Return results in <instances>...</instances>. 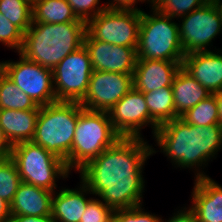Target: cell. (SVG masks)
<instances>
[{
    "label": "cell",
    "mask_w": 222,
    "mask_h": 222,
    "mask_svg": "<svg viewBox=\"0 0 222 222\" xmlns=\"http://www.w3.org/2000/svg\"><path fill=\"white\" fill-rule=\"evenodd\" d=\"M145 138H120L78 172L92 195L114 210L143 205L145 163L153 145Z\"/></svg>",
    "instance_id": "obj_1"
},
{
    "label": "cell",
    "mask_w": 222,
    "mask_h": 222,
    "mask_svg": "<svg viewBox=\"0 0 222 222\" xmlns=\"http://www.w3.org/2000/svg\"><path fill=\"white\" fill-rule=\"evenodd\" d=\"M153 139L160 149L152 147L153 155L161 152L174 168L194 170V179L208 177L203 170L222 149V126H196L177 117L160 125Z\"/></svg>",
    "instance_id": "obj_2"
},
{
    "label": "cell",
    "mask_w": 222,
    "mask_h": 222,
    "mask_svg": "<svg viewBox=\"0 0 222 222\" xmlns=\"http://www.w3.org/2000/svg\"><path fill=\"white\" fill-rule=\"evenodd\" d=\"M86 22L32 23L24 33L20 50L28 60L52 69L68 54L84 45Z\"/></svg>",
    "instance_id": "obj_3"
},
{
    "label": "cell",
    "mask_w": 222,
    "mask_h": 222,
    "mask_svg": "<svg viewBox=\"0 0 222 222\" xmlns=\"http://www.w3.org/2000/svg\"><path fill=\"white\" fill-rule=\"evenodd\" d=\"M79 117V102L56 101L40 106L32 142L65 162L71 172V148Z\"/></svg>",
    "instance_id": "obj_4"
},
{
    "label": "cell",
    "mask_w": 222,
    "mask_h": 222,
    "mask_svg": "<svg viewBox=\"0 0 222 222\" xmlns=\"http://www.w3.org/2000/svg\"><path fill=\"white\" fill-rule=\"evenodd\" d=\"M142 11L139 26L137 60L183 62L184 50L179 39L178 23L152 6Z\"/></svg>",
    "instance_id": "obj_5"
},
{
    "label": "cell",
    "mask_w": 222,
    "mask_h": 222,
    "mask_svg": "<svg viewBox=\"0 0 222 222\" xmlns=\"http://www.w3.org/2000/svg\"><path fill=\"white\" fill-rule=\"evenodd\" d=\"M122 138L105 111H93L79 102V117L71 148V171L75 173Z\"/></svg>",
    "instance_id": "obj_6"
},
{
    "label": "cell",
    "mask_w": 222,
    "mask_h": 222,
    "mask_svg": "<svg viewBox=\"0 0 222 222\" xmlns=\"http://www.w3.org/2000/svg\"><path fill=\"white\" fill-rule=\"evenodd\" d=\"M10 158L15 162L22 182L55 192L57 181L70 172L64 161L32 141L12 146Z\"/></svg>",
    "instance_id": "obj_7"
},
{
    "label": "cell",
    "mask_w": 222,
    "mask_h": 222,
    "mask_svg": "<svg viewBox=\"0 0 222 222\" xmlns=\"http://www.w3.org/2000/svg\"><path fill=\"white\" fill-rule=\"evenodd\" d=\"M179 20V39L185 56L195 52L217 50L216 46L213 49L212 43L222 34V22L219 8L214 0Z\"/></svg>",
    "instance_id": "obj_8"
},
{
    "label": "cell",
    "mask_w": 222,
    "mask_h": 222,
    "mask_svg": "<svg viewBox=\"0 0 222 222\" xmlns=\"http://www.w3.org/2000/svg\"><path fill=\"white\" fill-rule=\"evenodd\" d=\"M142 12L106 8L86 22L84 39L137 48Z\"/></svg>",
    "instance_id": "obj_9"
},
{
    "label": "cell",
    "mask_w": 222,
    "mask_h": 222,
    "mask_svg": "<svg viewBox=\"0 0 222 222\" xmlns=\"http://www.w3.org/2000/svg\"><path fill=\"white\" fill-rule=\"evenodd\" d=\"M19 60L0 61V70L38 106L56 102L52 69L18 53Z\"/></svg>",
    "instance_id": "obj_10"
},
{
    "label": "cell",
    "mask_w": 222,
    "mask_h": 222,
    "mask_svg": "<svg viewBox=\"0 0 222 222\" xmlns=\"http://www.w3.org/2000/svg\"><path fill=\"white\" fill-rule=\"evenodd\" d=\"M92 72L85 45L68 54L52 70L56 100L80 102L87 93Z\"/></svg>",
    "instance_id": "obj_11"
},
{
    "label": "cell",
    "mask_w": 222,
    "mask_h": 222,
    "mask_svg": "<svg viewBox=\"0 0 222 222\" xmlns=\"http://www.w3.org/2000/svg\"><path fill=\"white\" fill-rule=\"evenodd\" d=\"M115 131L125 138H144L141 131L149 126L152 137L159 125L151 118L144 94L132 88L108 112Z\"/></svg>",
    "instance_id": "obj_12"
},
{
    "label": "cell",
    "mask_w": 222,
    "mask_h": 222,
    "mask_svg": "<svg viewBox=\"0 0 222 222\" xmlns=\"http://www.w3.org/2000/svg\"><path fill=\"white\" fill-rule=\"evenodd\" d=\"M132 88L133 74L93 70L80 104L88 110L109 112Z\"/></svg>",
    "instance_id": "obj_13"
},
{
    "label": "cell",
    "mask_w": 222,
    "mask_h": 222,
    "mask_svg": "<svg viewBox=\"0 0 222 222\" xmlns=\"http://www.w3.org/2000/svg\"><path fill=\"white\" fill-rule=\"evenodd\" d=\"M93 70L133 74L137 48L117 46L96 39H84Z\"/></svg>",
    "instance_id": "obj_14"
},
{
    "label": "cell",
    "mask_w": 222,
    "mask_h": 222,
    "mask_svg": "<svg viewBox=\"0 0 222 222\" xmlns=\"http://www.w3.org/2000/svg\"><path fill=\"white\" fill-rule=\"evenodd\" d=\"M181 67L211 94L222 90V50L195 52L183 58Z\"/></svg>",
    "instance_id": "obj_15"
},
{
    "label": "cell",
    "mask_w": 222,
    "mask_h": 222,
    "mask_svg": "<svg viewBox=\"0 0 222 222\" xmlns=\"http://www.w3.org/2000/svg\"><path fill=\"white\" fill-rule=\"evenodd\" d=\"M189 200L197 222H222V186L210 176L194 179Z\"/></svg>",
    "instance_id": "obj_16"
},
{
    "label": "cell",
    "mask_w": 222,
    "mask_h": 222,
    "mask_svg": "<svg viewBox=\"0 0 222 222\" xmlns=\"http://www.w3.org/2000/svg\"><path fill=\"white\" fill-rule=\"evenodd\" d=\"M182 62L166 60H137L133 72V88L142 93L172 86L173 78Z\"/></svg>",
    "instance_id": "obj_17"
},
{
    "label": "cell",
    "mask_w": 222,
    "mask_h": 222,
    "mask_svg": "<svg viewBox=\"0 0 222 222\" xmlns=\"http://www.w3.org/2000/svg\"><path fill=\"white\" fill-rule=\"evenodd\" d=\"M56 191L53 193L51 206V216L54 221L80 222L88 202L93 198H90L92 193L88 187L80 180L77 188L61 186Z\"/></svg>",
    "instance_id": "obj_18"
},
{
    "label": "cell",
    "mask_w": 222,
    "mask_h": 222,
    "mask_svg": "<svg viewBox=\"0 0 222 222\" xmlns=\"http://www.w3.org/2000/svg\"><path fill=\"white\" fill-rule=\"evenodd\" d=\"M52 191L21 182L10 203L11 215H51Z\"/></svg>",
    "instance_id": "obj_19"
},
{
    "label": "cell",
    "mask_w": 222,
    "mask_h": 222,
    "mask_svg": "<svg viewBox=\"0 0 222 222\" xmlns=\"http://www.w3.org/2000/svg\"><path fill=\"white\" fill-rule=\"evenodd\" d=\"M39 111L0 109V127L12 146L32 141Z\"/></svg>",
    "instance_id": "obj_20"
},
{
    "label": "cell",
    "mask_w": 222,
    "mask_h": 222,
    "mask_svg": "<svg viewBox=\"0 0 222 222\" xmlns=\"http://www.w3.org/2000/svg\"><path fill=\"white\" fill-rule=\"evenodd\" d=\"M175 113L178 117L206 99L211 93L182 67L172 81Z\"/></svg>",
    "instance_id": "obj_21"
},
{
    "label": "cell",
    "mask_w": 222,
    "mask_h": 222,
    "mask_svg": "<svg viewBox=\"0 0 222 222\" xmlns=\"http://www.w3.org/2000/svg\"><path fill=\"white\" fill-rule=\"evenodd\" d=\"M33 23L84 21L73 12L67 0H37L32 4Z\"/></svg>",
    "instance_id": "obj_22"
},
{
    "label": "cell",
    "mask_w": 222,
    "mask_h": 222,
    "mask_svg": "<svg viewBox=\"0 0 222 222\" xmlns=\"http://www.w3.org/2000/svg\"><path fill=\"white\" fill-rule=\"evenodd\" d=\"M143 94L150 116L159 126L178 117L175 113L172 86Z\"/></svg>",
    "instance_id": "obj_23"
},
{
    "label": "cell",
    "mask_w": 222,
    "mask_h": 222,
    "mask_svg": "<svg viewBox=\"0 0 222 222\" xmlns=\"http://www.w3.org/2000/svg\"><path fill=\"white\" fill-rule=\"evenodd\" d=\"M0 109L40 110V106L0 70Z\"/></svg>",
    "instance_id": "obj_24"
},
{
    "label": "cell",
    "mask_w": 222,
    "mask_h": 222,
    "mask_svg": "<svg viewBox=\"0 0 222 222\" xmlns=\"http://www.w3.org/2000/svg\"><path fill=\"white\" fill-rule=\"evenodd\" d=\"M0 13L23 33L33 23L32 3L27 0H0Z\"/></svg>",
    "instance_id": "obj_25"
},
{
    "label": "cell",
    "mask_w": 222,
    "mask_h": 222,
    "mask_svg": "<svg viewBox=\"0 0 222 222\" xmlns=\"http://www.w3.org/2000/svg\"><path fill=\"white\" fill-rule=\"evenodd\" d=\"M218 113L215 95L211 94L196 106L190 108L181 118L191 125L207 126L219 124Z\"/></svg>",
    "instance_id": "obj_26"
},
{
    "label": "cell",
    "mask_w": 222,
    "mask_h": 222,
    "mask_svg": "<svg viewBox=\"0 0 222 222\" xmlns=\"http://www.w3.org/2000/svg\"><path fill=\"white\" fill-rule=\"evenodd\" d=\"M21 182L15 162L10 157L0 159V198L10 204Z\"/></svg>",
    "instance_id": "obj_27"
},
{
    "label": "cell",
    "mask_w": 222,
    "mask_h": 222,
    "mask_svg": "<svg viewBox=\"0 0 222 222\" xmlns=\"http://www.w3.org/2000/svg\"><path fill=\"white\" fill-rule=\"evenodd\" d=\"M211 0H151V6L163 14L178 20Z\"/></svg>",
    "instance_id": "obj_28"
},
{
    "label": "cell",
    "mask_w": 222,
    "mask_h": 222,
    "mask_svg": "<svg viewBox=\"0 0 222 222\" xmlns=\"http://www.w3.org/2000/svg\"><path fill=\"white\" fill-rule=\"evenodd\" d=\"M24 33L0 13V43L9 50L19 53L23 45Z\"/></svg>",
    "instance_id": "obj_29"
},
{
    "label": "cell",
    "mask_w": 222,
    "mask_h": 222,
    "mask_svg": "<svg viewBox=\"0 0 222 222\" xmlns=\"http://www.w3.org/2000/svg\"><path fill=\"white\" fill-rule=\"evenodd\" d=\"M114 211L95 196L88 202L80 222H113Z\"/></svg>",
    "instance_id": "obj_30"
},
{
    "label": "cell",
    "mask_w": 222,
    "mask_h": 222,
    "mask_svg": "<svg viewBox=\"0 0 222 222\" xmlns=\"http://www.w3.org/2000/svg\"><path fill=\"white\" fill-rule=\"evenodd\" d=\"M144 205L114 211L113 222H160L158 214L146 212Z\"/></svg>",
    "instance_id": "obj_31"
},
{
    "label": "cell",
    "mask_w": 222,
    "mask_h": 222,
    "mask_svg": "<svg viewBox=\"0 0 222 222\" xmlns=\"http://www.w3.org/2000/svg\"><path fill=\"white\" fill-rule=\"evenodd\" d=\"M100 1L101 0H67L76 16L85 22L96 17L107 8L106 3L99 5Z\"/></svg>",
    "instance_id": "obj_32"
},
{
    "label": "cell",
    "mask_w": 222,
    "mask_h": 222,
    "mask_svg": "<svg viewBox=\"0 0 222 222\" xmlns=\"http://www.w3.org/2000/svg\"><path fill=\"white\" fill-rule=\"evenodd\" d=\"M138 2L143 3L147 2L151 6V0H109L106 2V6L108 9L112 10H122V11H138L142 12L140 8H138ZM137 4V5H136Z\"/></svg>",
    "instance_id": "obj_33"
},
{
    "label": "cell",
    "mask_w": 222,
    "mask_h": 222,
    "mask_svg": "<svg viewBox=\"0 0 222 222\" xmlns=\"http://www.w3.org/2000/svg\"><path fill=\"white\" fill-rule=\"evenodd\" d=\"M181 209V210H180ZM180 209H175L176 212L174 211L173 216L171 215V217L167 219H160V222H197V217L195 212L186 205ZM167 220V221H166Z\"/></svg>",
    "instance_id": "obj_34"
},
{
    "label": "cell",
    "mask_w": 222,
    "mask_h": 222,
    "mask_svg": "<svg viewBox=\"0 0 222 222\" xmlns=\"http://www.w3.org/2000/svg\"><path fill=\"white\" fill-rule=\"evenodd\" d=\"M10 222H55V221L51 215L47 216L11 215Z\"/></svg>",
    "instance_id": "obj_35"
},
{
    "label": "cell",
    "mask_w": 222,
    "mask_h": 222,
    "mask_svg": "<svg viewBox=\"0 0 222 222\" xmlns=\"http://www.w3.org/2000/svg\"><path fill=\"white\" fill-rule=\"evenodd\" d=\"M12 152V145L5 137L3 129L0 127V159L9 158Z\"/></svg>",
    "instance_id": "obj_36"
},
{
    "label": "cell",
    "mask_w": 222,
    "mask_h": 222,
    "mask_svg": "<svg viewBox=\"0 0 222 222\" xmlns=\"http://www.w3.org/2000/svg\"><path fill=\"white\" fill-rule=\"evenodd\" d=\"M10 204L0 198V222H10Z\"/></svg>",
    "instance_id": "obj_37"
},
{
    "label": "cell",
    "mask_w": 222,
    "mask_h": 222,
    "mask_svg": "<svg viewBox=\"0 0 222 222\" xmlns=\"http://www.w3.org/2000/svg\"><path fill=\"white\" fill-rule=\"evenodd\" d=\"M213 94L215 95L217 107L219 110L218 113L219 124L222 126V90Z\"/></svg>",
    "instance_id": "obj_38"
},
{
    "label": "cell",
    "mask_w": 222,
    "mask_h": 222,
    "mask_svg": "<svg viewBox=\"0 0 222 222\" xmlns=\"http://www.w3.org/2000/svg\"><path fill=\"white\" fill-rule=\"evenodd\" d=\"M216 3L217 7L219 8L220 15H221V22H222V0H214Z\"/></svg>",
    "instance_id": "obj_39"
},
{
    "label": "cell",
    "mask_w": 222,
    "mask_h": 222,
    "mask_svg": "<svg viewBox=\"0 0 222 222\" xmlns=\"http://www.w3.org/2000/svg\"><path fill=\"white\" fill-rule=\"evenodd\" d=\"M27 1H29V2H31L33 4L37 0H27Z\"/></svg>",
    "instance_id": "obj_40"
}]
</instances>
